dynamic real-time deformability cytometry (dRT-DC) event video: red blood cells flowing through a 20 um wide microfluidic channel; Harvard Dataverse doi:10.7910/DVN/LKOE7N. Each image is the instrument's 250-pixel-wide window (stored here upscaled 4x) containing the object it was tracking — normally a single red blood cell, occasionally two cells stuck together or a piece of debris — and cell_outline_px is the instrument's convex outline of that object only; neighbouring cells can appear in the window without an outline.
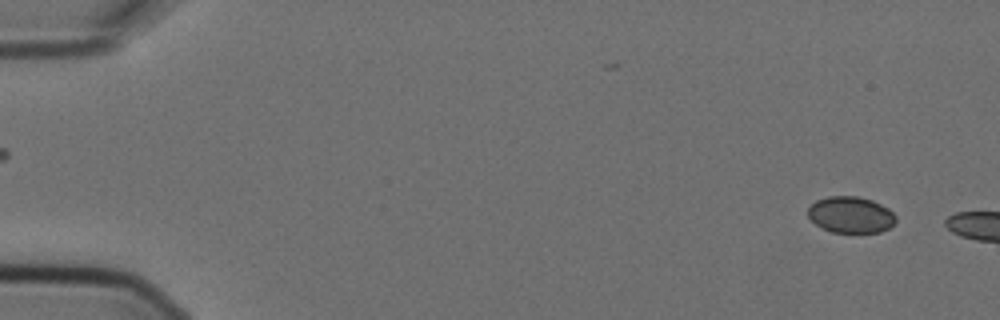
{"species": "Egyptian fruit bat (a non-hibernating species)", "species_latin": "Rousettus aegyptiacus", "temperature_condition": "cold", "stored_images_in_passage": 4, "segment_of_instrument_passage": [2, 2], "camera_frame_rate_fps": 3000, "um_per_image_px": 0.085, "animal": {"sex": "female"}, "frame": {"image": 1, "passage_image": 4, "time_ms": 1.0, "image_size_px": [1000, 320], "cell_outline_px": [[896, 220], [888, 228], [880, 232], [832, 232], [816, 224], [808, 216], [808, 208], [816, 200], [828, 196], [856, 196], [872, 200], [888, 208], [896, 216]], "centroid_in_image_um": [72.31, 18.24], "position_along_channel_um": 12.7, "area_um2": 18.44}}